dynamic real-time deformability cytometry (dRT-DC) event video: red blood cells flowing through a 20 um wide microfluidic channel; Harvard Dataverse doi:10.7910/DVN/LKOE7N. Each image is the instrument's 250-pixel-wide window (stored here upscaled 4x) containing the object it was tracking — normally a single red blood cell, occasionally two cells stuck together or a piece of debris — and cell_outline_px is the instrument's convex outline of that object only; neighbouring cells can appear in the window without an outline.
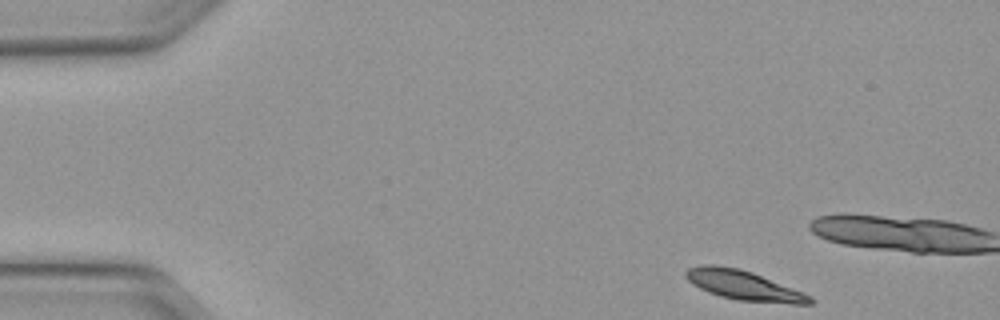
{"species": "Egyptian fruit bat (a non-hibernating species)", "species_latin": "Rousettus aegyptiacus", "temperature_condition": "warm", "stored_images_in_passage": 11, "camera_frame_rate_fps": 3000, "um_per_image_px": 0.085, "animal": {"sex": "female"}, "frame": {"image": 1, "passage_image": 1, "time_ms": 0.0, "image_size_px": [1000, 320], "cell_outline_px": [[816, 300], [812, 304], [792, 304], [736, 300], [720, 296], [708, 292], [692, 284], [684, 276], [684, 272], [688, 268], [704, 264], [712, 264], [736, 268], [752, 272], [804, 292], [812, 296]], "centroid_in_image_um": [63.24, 24.26], "position_along_channel_um": 21.8, "area_um2": 21.56}}